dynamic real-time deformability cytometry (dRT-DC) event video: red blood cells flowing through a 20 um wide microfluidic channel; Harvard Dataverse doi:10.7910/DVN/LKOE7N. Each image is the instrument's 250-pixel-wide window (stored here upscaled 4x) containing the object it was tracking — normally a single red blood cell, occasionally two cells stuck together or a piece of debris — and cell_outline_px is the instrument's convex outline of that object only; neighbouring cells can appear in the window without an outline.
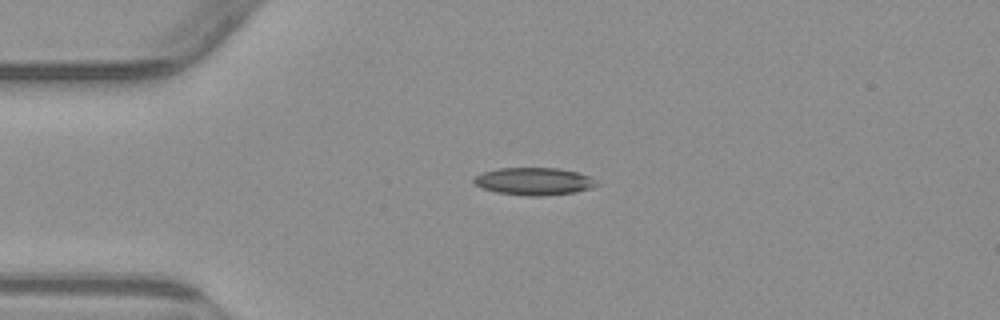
{"species": "common noctule bat (a hibernating species)", "species_latin": "Nyctalus noctula", "temperature_condition": "warm", "stored_images_in_passage": 2, "camera_frame_rate_fps": 3000, "um_per_image_px": 0.085, "animal": {"sex": "male", "body_mass_g": 23.1, "forearm_length_mm": 52.7}, "frame": {"image": 1, "passage_image": 1, "time_ms": 0.0, "image_size_px": [1000, 320], "cell_outline_px": [[600, 184], [592, 188], [576, 192], [544, 196], [528, 196], [496, 192], [484, 188], [476, 184], [472, 180], [476, 176], [484, 172], [500, 168], [560, 168], [576, 172], [588, 176], [596, 180]], "centroid_in_image_um": [45.44, 15.42], "position_along_channel_um": 39.6, "area_um2": 19.59}}